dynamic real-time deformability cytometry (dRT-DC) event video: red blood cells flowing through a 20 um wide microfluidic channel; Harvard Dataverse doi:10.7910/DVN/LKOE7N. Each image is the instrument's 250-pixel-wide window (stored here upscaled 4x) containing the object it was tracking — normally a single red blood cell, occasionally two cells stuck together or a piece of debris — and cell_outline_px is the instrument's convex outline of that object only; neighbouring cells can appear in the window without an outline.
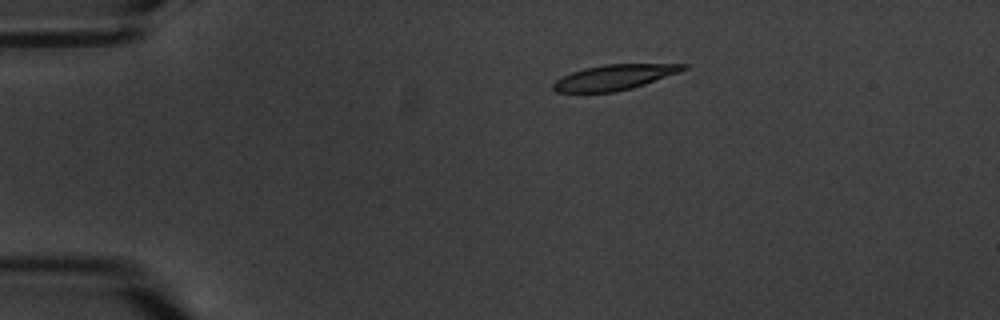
{"species": "common noctule bat (a hibernating species)", "species_latin": "Nyctalus noctula", "temperature_condition": "warm", "stored_images_in_passage": 6, "camera_frame_rate_fps": 3000, "um_per_image_px": 0.085, "animal": {"sex": "male", "body_mass_g": 20.1, "forearm_length_mm": 53.5}, "frame": {"image": 1, "passage_image": 2, "time_ms": 1.0, "image_size_px": [1000, 320], "cell_outline_px": [[688, 68], [680, 72], [632, 88], [616, 92], [556, 92], [552, 88], [552, 84], [556, 80], [572, 72], [584, 68], [604, 64], [688, 64]], "centroid_in_image_um": [52.22, 6.57], "position_along_channel_um": 32.8, "area_um2": 19.07}}
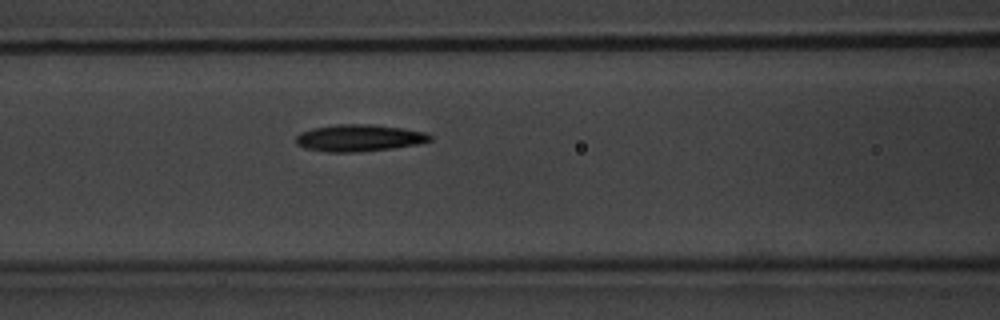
{"frame": {"image": 2, "passage_image": 6, "time_ms": 5.667, "image_size_px": [1000, 320], "cell_outline_px": [[432, 140], [416, 144], [392, 148], [356, 152], [328, 152], [304, 148], [296, 144], [296, 136], [300, 132], [312, 128], [336, 124], [372, 124], [400, 128], [424, 132], [432, 136]], "centroid_in_image_um": [30.47, 11.72], "position_along_channel_um": 136.1, "area_um2": 20.92}}